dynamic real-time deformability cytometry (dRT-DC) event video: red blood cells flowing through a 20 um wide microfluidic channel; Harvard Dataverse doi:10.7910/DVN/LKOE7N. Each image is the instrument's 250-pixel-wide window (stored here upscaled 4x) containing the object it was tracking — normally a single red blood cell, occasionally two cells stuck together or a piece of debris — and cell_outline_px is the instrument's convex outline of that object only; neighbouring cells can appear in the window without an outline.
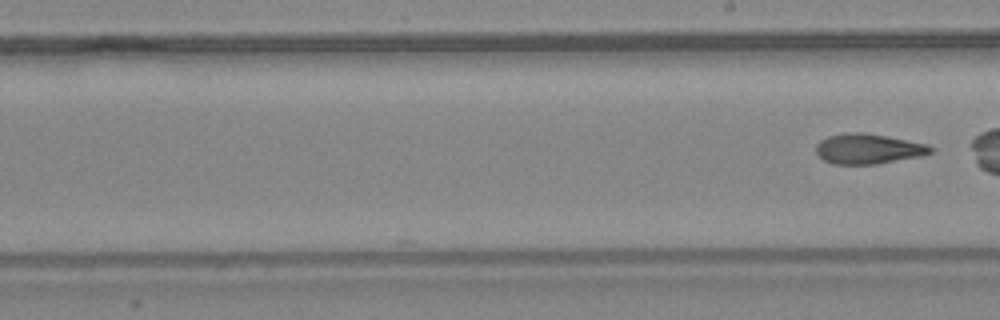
{"species": "common noctule bat (a hibernating species)", "species_latin": "Nyctalus noctula", "temperature_condition": "warm", "stored_images_in_passage": 21, "camera_frame_rate_fps": 3000, "um_per_image_px": 0.085, "animal": {"sex": "female", "body_mass_g": 24.6, "forearm_length_mm": 56.2}, "frame": {"image": 1, "passage_image": 21, "time_ms": 6.667, "image_size_px": [1000, 320], "cell_outline_px": [[932, 152], [920, 156], [876, 164], [832, 164], [824, 160], [816, 152], [816, 144], [820, 140], [828, 136], [848, 132], [860, 132], [884, 136], [928, 144], [932, 148]], "centroid_in_image_um": [73.76, 12.65], "position_along_channel_um": 215.2, "area_um2": 19.88}}